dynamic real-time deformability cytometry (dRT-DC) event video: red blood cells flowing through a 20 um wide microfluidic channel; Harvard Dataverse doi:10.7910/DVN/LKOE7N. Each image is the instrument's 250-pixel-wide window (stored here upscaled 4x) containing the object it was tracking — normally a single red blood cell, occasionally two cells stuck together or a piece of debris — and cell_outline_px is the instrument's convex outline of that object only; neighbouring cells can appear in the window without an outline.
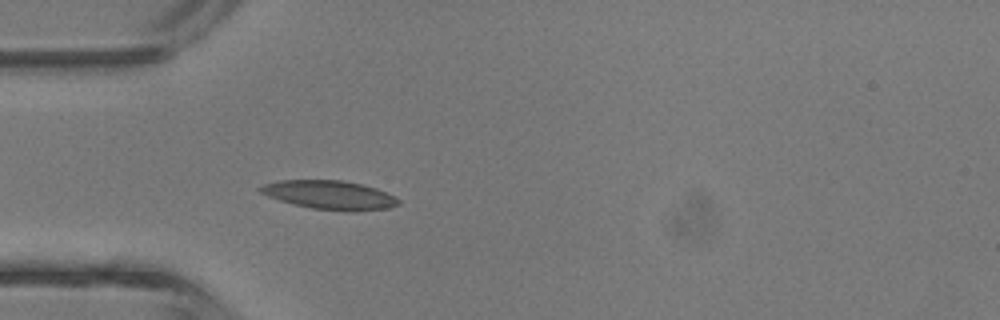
{"species": "common noctule bat (a hibernating species)", "species_latin": "Nyctalus noctula", "temperature_condition": "room temperature", "stored_images_in_passage": 32, "camera_frame_rate_fps": 3000, "um_per_image_px": 0.085, "animal": {"sex": "male", "body_mass_g": 13.3}, "frame": {"image": 1, "passage_image": 1, "time_ms": 0.0, "image_size_px": [1000, 320], "cell_outline_px": [[400, 204], [388, 208], [356, 212], [348, 212], [312, 208], [292, 204], [268, 196], [260, 192], [256, 188], [264, 184], [280, 180], [340, 180], [360, 184], [376, 188], [400, 200]], "centroid_in_image_um": [28.0, 16.58], "position_along_channel_um": 57.0, "area_um2": 23.18}}
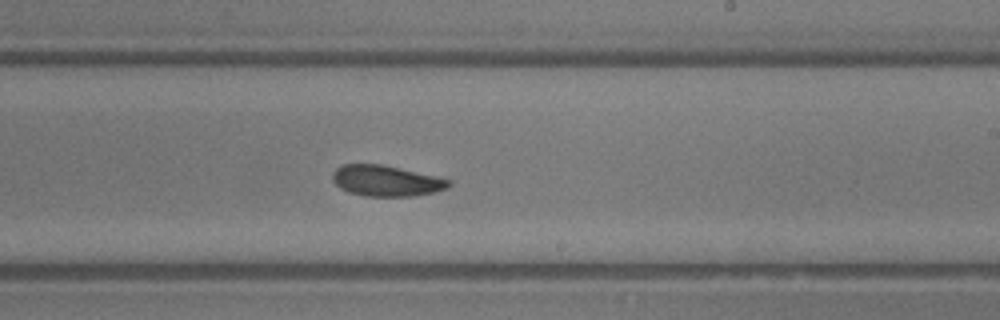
{"frame": {"image": 2, "passage_image": 14, "time_ms": 4.333, "image_size_px": [1000, 320], "cell_outline_px": [[452, 184], [448, 188], [432, 192], [412, 196], [364, 196], [348, 192], [340, 188], [332, 180], [332, 172], [336, 168], [344, 164], [380, 164], [452, 180]], "centroid_in_image_um": [32.79, 15.37], "position_along_channel_um": 256.2, "area_um2": 20.75}}
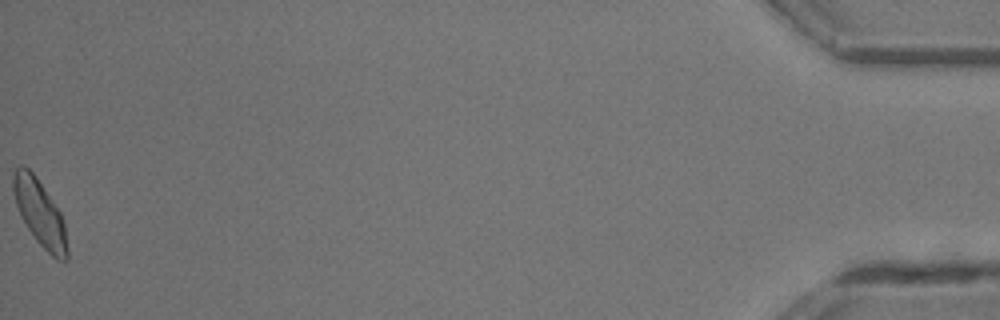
{"frame": {"image": 3, "passage_image": 32, "time_ms": 10.333, "image_size_px": [1000, 320], "cell_outline_px": [[68, 260], [56, 260], [36, 240], [20, 216], [16, 204], [12, 188], [12, 176], [16, 168], [20, 164], [24, 164], [36, 176], [60, 212], [64, 220], [68, 252]], "centroid_in_image_um": [3.38, 18.09], "position_along_channel_um": 431.8, "area_um2": 20.81}, "authors_computed_cell_mechanics": {"area_um2": 20.8947, "velocity_mm_per_s": 4.6938, "shape_relaxation_time_tau1_ms": 3.2894, "shape_relaxation_time_tau2_ms": 7.262, "deformation_change_tau1": 0.1072, "deformation_change_tau2": 0.1531}}